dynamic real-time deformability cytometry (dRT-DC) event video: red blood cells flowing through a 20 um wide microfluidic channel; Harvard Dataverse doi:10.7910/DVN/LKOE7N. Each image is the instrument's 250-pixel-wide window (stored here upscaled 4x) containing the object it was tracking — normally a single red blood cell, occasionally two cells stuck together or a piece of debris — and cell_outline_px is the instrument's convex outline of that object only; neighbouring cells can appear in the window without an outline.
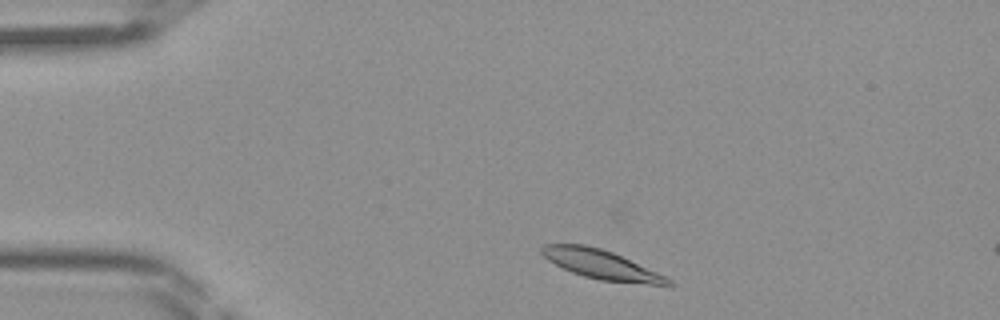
{"species": "Egyptian fruit bat (a non-hibernating species)", "species_latin": "Rousettus aegyptiacus", "temperature_condition": "room temperature", "stored_images_in_passage": 7, "camera_frame_rate_fps": 3000, "um_per_image_px": 0.085, "frame": {"image": 1, "passage_image": 3, "time_ms": 0.667, "image_size_px": [1000, 320], "cell_outline_px": [[676, 284], [672, 288], [600, 280], [584, 276], [572, 272], [548, 260], [540, 252], [540, 248], [544, 244], [584, 244], [600, 248], [612, 252], [656, 272], [672, 280]], "centroid_in_image_um": [51.21, 22.53], "position_along_channel_um": 33.8, "area_um2": 21.73}}